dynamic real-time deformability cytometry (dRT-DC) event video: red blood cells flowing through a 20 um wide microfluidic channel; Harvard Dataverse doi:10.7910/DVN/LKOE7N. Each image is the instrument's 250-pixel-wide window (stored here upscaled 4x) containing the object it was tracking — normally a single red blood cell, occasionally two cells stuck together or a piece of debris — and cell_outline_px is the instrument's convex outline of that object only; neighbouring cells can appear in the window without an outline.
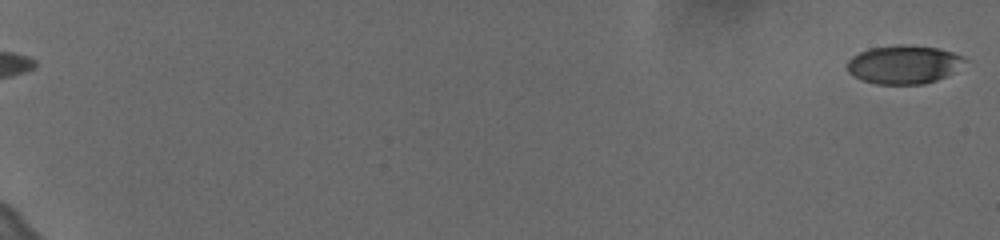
{"species": "human", "species_latin": "Homo sapiens", "temperature_condition": "cold", "stored_images_in_passage": 61, "camera_frame_rate_fps": 3000, "um_per_image_px": 0.085, "donor": {"sex": "female"}, "frame": {"image": 1, "passage_image": 1, "time_ms": 0.0, "image_size_px": [1000, 240], "cell_outline_px": [[968, 60], [952, 72], [936, 80], [924, 84], [876, 84], [864, 80], [848, 72], [848, 60], [852, 56], [868, 48], [900, 44], [912, 44], [936, 48], [952, 52], [964, 56]], "centroid_in_image_um": [76.83, 5.46], "position_along_channel_um": 8.2, "area_um2": 26.3}}
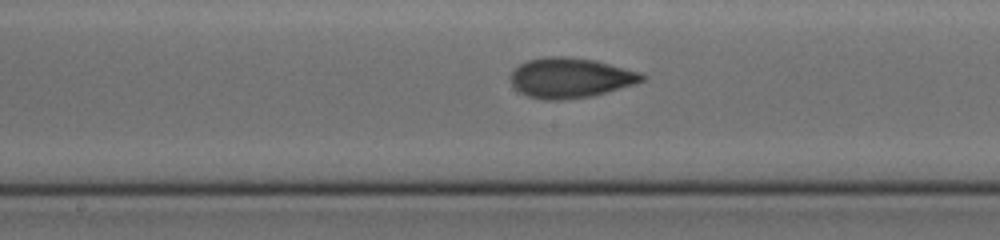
{"frame": {"image": 2, "passage_image": 36, "time_ms": 11.667, "image_size_px": [1000, 240], "cell_outline_px": [[648, 76], [644, 80], [636, 84], [608, 92], [592, 96], [560, 100], [544, 100], [528, 96], [520, 92], [512, 84], [512, 72], [520, 64], [528, 60], [544, 56], [568, 56], [596, 60], [640, 72]], "centroid_in_image_um": [48.53, 6.61], "position_along_channel_um": 199.7, "area_um2": 30.81}}
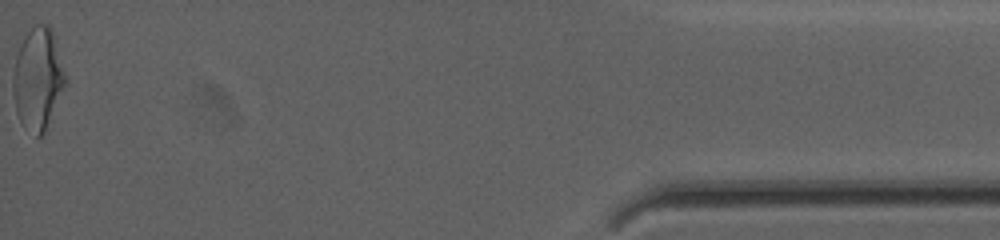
{"frame": {"image": 3, "passage_image": 61, "time_ms": 20.0, "image_size_px": [1000, 240], "cell_outline_px": [[68, 84], [44, 132], [40, 136], [36, 136], [20, 120], [16, 112], [12, 88], [12, 76], [16, 56], [20, 44], [24, 36], [36, 24], [48, 24], [52, 28], [68, 80]], "centroid_in_image_um": [3.25, 6.67], "position_along_channel_um": 432.0, "area_um2": 31.39}, "authors_computed_cell_mechanics": {"area_um2": 29.0156, "velocity_mm_per_s": 3.6353, "shape_relaxation_time_tau1_ms": 6.0009, "shape_relaxation_time_tau2_ms": 1.9029, "deformation_change_tau1": 0.1519, "deformation_change_tau2": 0.0806}}